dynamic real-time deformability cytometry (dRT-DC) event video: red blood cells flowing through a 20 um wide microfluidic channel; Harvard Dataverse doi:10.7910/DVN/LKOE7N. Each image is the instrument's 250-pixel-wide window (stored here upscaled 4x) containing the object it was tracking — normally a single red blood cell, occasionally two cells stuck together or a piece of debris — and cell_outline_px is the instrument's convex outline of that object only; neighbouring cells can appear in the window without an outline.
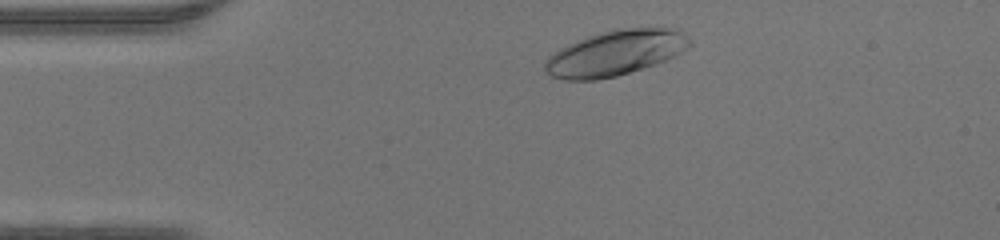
{"species": "human", "species_latin": "Homo sapiens", "temperature_condition": "warm", "stored_images_in_passage": 34, "camera_frame_rate_fps": 3000, "um_per_image_px": 0.085, "donor": {"sex": "male"}, "frame": {"image": 1, "passage_image": 3, "time_ms": 0.667, "image_size_px": [1000, 240], "cell_outline_px": [[692, 44], [688, 48], [664, 60], [644, 68], [616, 76], [596, 80], [564, 80], [548, 76], [544, 72], [544, 60], [552, 52], [576, 40], [612, 28], [680, 28], [692, 40]], "centroid_in_image_um": [52.27, 4.5], "position_along_channel_um": 32.7, "area_um2": 38.67}}
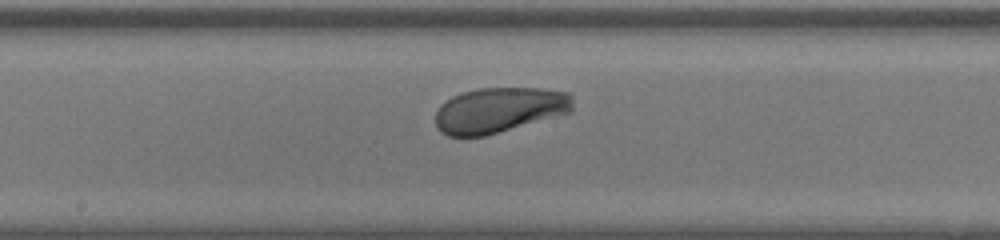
{"frame": {"image": 2, "passage_image": 18, "time_ms": 5.667, "image_size_px": [1000, 240], "cell_outline_px": [[572, 112], [484, 136], [448, 136], [440, 132], [436, 128], [436, 112], [440, 104], [452, 96], [464, 92], [480, 88], [540, 88], [568, 92], [572, 96]], "centroid_in_image_um": [42.42, 9.35], "position_along_channel_um": 205.8, "area_um2": 36.3}}
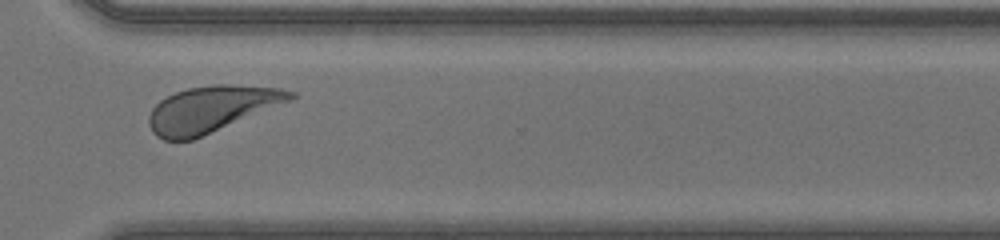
{"frame": {"image": 3, "passage_image": 28, "time_ms": 9.0, "image_size_px": [1000, 240], "cell_outline_px": [[296, 96], [292, 100], [192, 140], [164, 140], [156, 136], [152, 132], [148, 124], [148, 116], [152, 108], [160, 100], [176, 92], [188, 88], [212, 84], [232, 84], [280, 88], [296, 92]], "centroid_in_image_um": [17.96, 9.26], "position_along_channel_um": 352.6, "area_um2": 37.97}}